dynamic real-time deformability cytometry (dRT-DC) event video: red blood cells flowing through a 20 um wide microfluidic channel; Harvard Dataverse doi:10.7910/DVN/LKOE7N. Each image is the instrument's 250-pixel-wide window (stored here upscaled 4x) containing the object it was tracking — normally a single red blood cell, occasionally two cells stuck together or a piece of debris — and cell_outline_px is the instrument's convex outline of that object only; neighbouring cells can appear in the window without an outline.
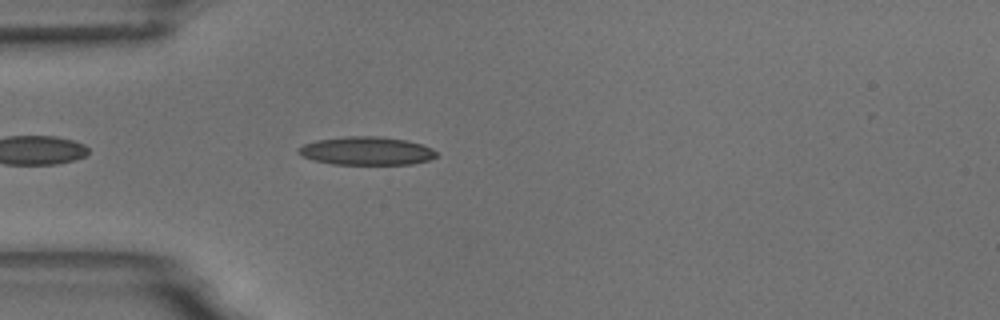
{"species": "common noctule bat (a hibernating species)", "species_latin": "Nyctalus noctula", "temperature_condition": "room temperature", "stored_images_in_passage": 21, "camera_frame_rate_fps": 3000, "um_per_image_px": 0.085, "animal": {"sex": "male", "body_mass_g": 18.8}, "frame": {"image": 1, "passage_image": 4, "time_ms": 1.0, "image_size_px": [1000, 320], "cell_outline_px": [[436, 156], [428, 160], [412, 164], [332, 164], [316, 160], [304, 156], [296, 152], [296, 148], [304, 144], [316, 140], [344, 136], [380, 136], [408, 140], [432, 148], [436, 152]], "centroid_in_image_um": [31.14, 12.81], "position_along_channel_um": 53.9, "area_um2": 22.72}}